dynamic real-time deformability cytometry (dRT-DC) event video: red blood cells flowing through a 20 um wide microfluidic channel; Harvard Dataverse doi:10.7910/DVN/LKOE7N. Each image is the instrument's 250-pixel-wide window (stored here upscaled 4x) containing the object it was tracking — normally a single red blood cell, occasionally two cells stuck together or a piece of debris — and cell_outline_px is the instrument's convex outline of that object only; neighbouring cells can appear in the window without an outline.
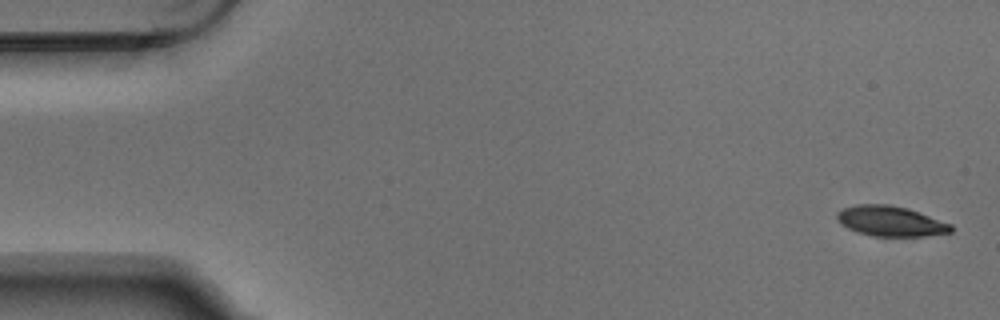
{"species": "Egyptian fruit bat (a non-hibernating species)", "species_latin": "Rousettus aegyptiacus", "temperature_condition": "warm", "stored_images_in_passage": 5, "camera_frame_rate_fps": 3000, "um_per_image_px": 0.085, "animal": {"sex": "male"}, "frame": {"image": 1, "passage_image": 1, "time_ms": 0.0, "image_size_px": [1000, 320], "cell_outline_px": [[952, 232], [928, 236], [872, 236], [856, 232], [840, 224], [836, 216], [844, 208], [856, 204], [892, 204], [908, 208], [952, 224]], "centroid_in_image_um": [75.72, 18.8], "position_along_channel_um": 9.3, "area_um2": 20.17}}
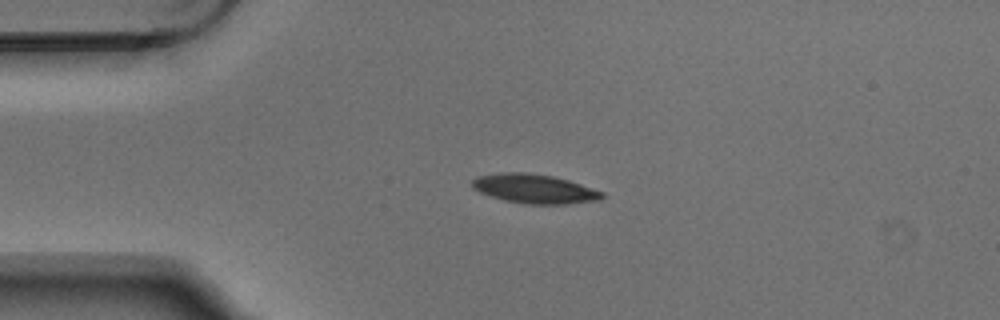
{"frame": {"image": 2, "passage_image": 4, "time_ms": 1.0, "image_size_px": [1000, 320], "cell_outline_px": [[604, 196], [600, 200], [568, 204], [528, 204], [504, 200], [480, 192], [472, 188], [472, 180], [476, 176], [500, 172], [524, 172], [552, 176], [568, 180], [604, 192]], "centroid_in_image_um": [45.42, 16.04], "position_along_channel_um": 39.6, "area_um2": 22.08}}